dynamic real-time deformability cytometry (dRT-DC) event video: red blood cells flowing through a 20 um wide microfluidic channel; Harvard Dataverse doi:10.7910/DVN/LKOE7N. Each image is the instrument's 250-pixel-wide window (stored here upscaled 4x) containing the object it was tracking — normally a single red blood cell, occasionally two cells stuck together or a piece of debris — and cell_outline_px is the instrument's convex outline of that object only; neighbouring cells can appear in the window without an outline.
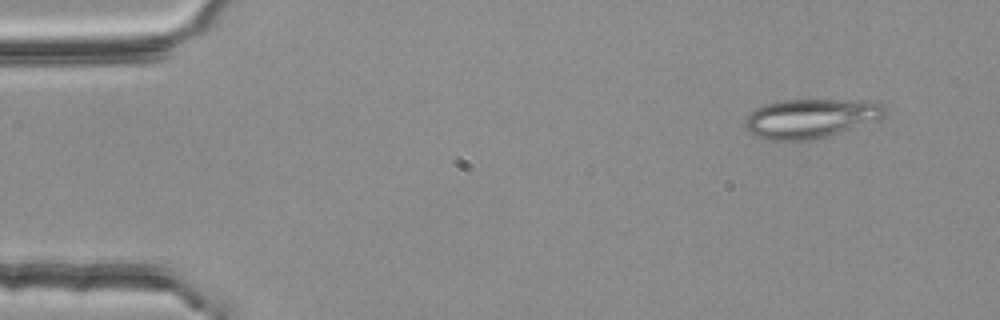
{"species": "common noctule bat (a hibernating species)", "species_latin": "Nyctalus noctula", "temperature_condition": "room temperature", "stored_images_in_passage": 4, "camera_frame_rate_fps": 3000, "um_per_image_px": 0.085, "animal": {"sex": "female", "body_mass_g": 25.1}, "frame": {"image": 1, "passage_image": 1, "time_ms": 0.0, "image_size_px": [1000, 320], "cell_outline_px": [[888, 116], [880, 120], [828, 136], [812, 140], [772, 140], [756, 136], [748, 132], [744, 128], [744, 120], [756, 108], [768, 104], [784, 100], [868, 100], [884, 104], [888, 112]], "centroid_in_image_um": [68.99, 10.06], "position_along_channel_um": 16.0, "area_um2": 32.31}}